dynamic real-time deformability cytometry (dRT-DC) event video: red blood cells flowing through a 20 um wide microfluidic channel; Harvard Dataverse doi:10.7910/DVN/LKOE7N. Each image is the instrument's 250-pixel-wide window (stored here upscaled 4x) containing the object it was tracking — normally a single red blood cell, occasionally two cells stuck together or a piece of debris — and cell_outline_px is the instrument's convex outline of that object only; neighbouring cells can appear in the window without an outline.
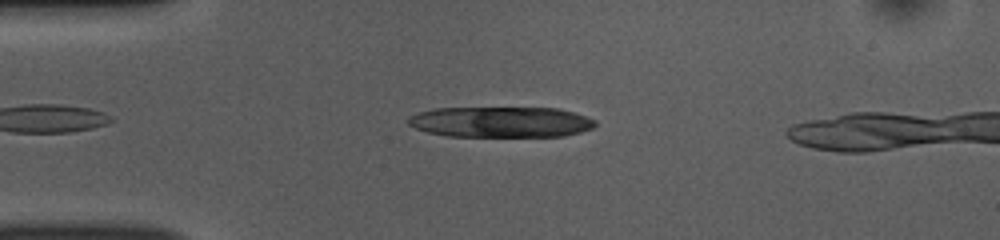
{"species": "common noctule bat (a hibernating species)", "species_latin": "Nyctalus noctula", "temperature_condition": "room temperature", "stored_images_in_passage": 39, "camera_frame_rate_fps": 3000, "um_per_image_px": 0.085, "animal": {"sex": "female", "body_mass_g": 10.0, "forearm_length_mm": 53.1}, "frame": {"image": 1, "passage_image": 6, "time_ms": 1.667, "image_size_px": [1000, 240], "cell_outline_px": [[596, 128], [564, 136], [448, 136], [428, 132], [416, 128], [408, 124], [408, 116], [432, 108], [560, 108], [596, 120]], "centroid_in_image_um": [42.59, 10.37], "position_along_channel_um": 42.4, "area_um2": 33.47}}
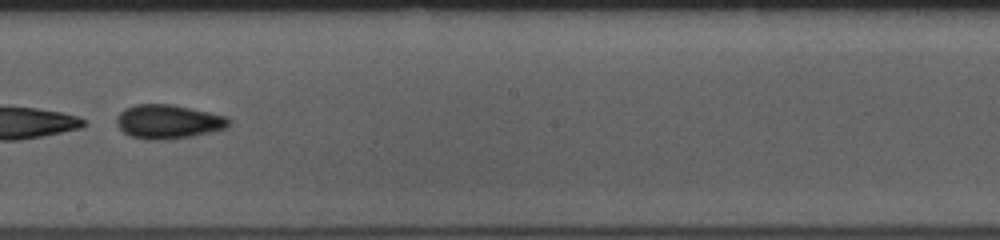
{"frame": {"image": 2, "passage_image": 23, "time_ms": 7.333, "image_size_px": [1000, 240], "cell_outline_px": [[232, 120], [228, 128], [192, 136], [164, 140], [148, 140], [128, 136], [116, 124], [116, 116], [124, 108], [136, 104], [172, 104], [228, 116]], "centroid_in_image_um": [14.31, 10.34], "position_along_channel_um": 233.9, "area_um2": 22.6}, "authors_computed_cell_mechanics": {"area_um2": 21.7328, "velocity_mm_per_s": 3.8449, "shape_relaxation_time_tau1_ms": 0.237, "shape_relaxation_time_tau2_ms": 5.3761, "deformation_change_tau1": 0.2615, "deformation_change_tau2": 0.1537}}